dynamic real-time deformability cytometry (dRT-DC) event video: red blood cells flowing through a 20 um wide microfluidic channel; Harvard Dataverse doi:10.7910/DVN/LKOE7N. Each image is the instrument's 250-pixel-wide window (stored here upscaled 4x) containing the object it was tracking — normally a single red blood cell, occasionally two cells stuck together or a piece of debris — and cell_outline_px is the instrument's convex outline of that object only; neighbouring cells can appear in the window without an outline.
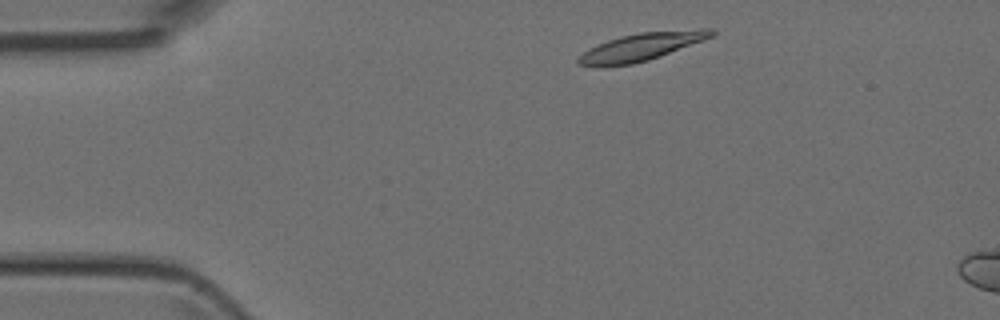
{"species": "Egyptian fruit bat (a non-hibernating species)", "species_latin": "Rousettus aegyptiacus", "temperature_condition": "room temperature", "stored_images_in_passage": 2, "camera_frame_rate_fps": 3000, "um_per_image_px": 0.085, "animal": {"sex": "female"}, "frame": {"image": 1, "passage_image": 1, "time_ms": 0.0, "image_size_px": [1000, 320], "cell_outline_px": [[716, 32], [712, 36], [704, 40], [660, 56], [648, 60], [632, 64], [596, 68], [592, 68], [576, 64], [576, 60], [588, 48], [608, 40], [620, 36], [640, 32], [700, 28], [712, 28]], "centroid_in_image_um": [54.47, 3.99], "position_along_channel_um": 30.5, "area_um2": 21.85}}